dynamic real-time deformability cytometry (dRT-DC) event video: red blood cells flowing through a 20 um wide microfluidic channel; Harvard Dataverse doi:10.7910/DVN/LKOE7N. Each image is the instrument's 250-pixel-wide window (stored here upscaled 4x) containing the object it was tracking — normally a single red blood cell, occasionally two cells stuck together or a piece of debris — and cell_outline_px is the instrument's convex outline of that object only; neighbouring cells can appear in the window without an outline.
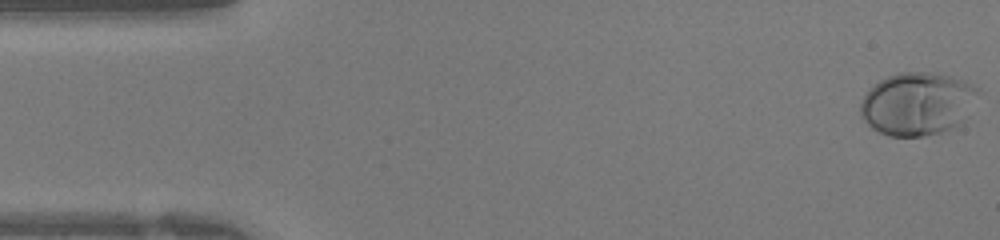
{"species": "human", "species_latin": "Homo sapiens", "temperature_condition": "warm", "stored_images_in_passage": 42, "camera_frame_rate_fps": 3000, "um_per_image_px": 0.085, "donor": {"sex": "female"}, "frame": {"image": 1, "passage_image": 1, "time_ms": 0.0, "image_size_px": [1000, 240], "cell_outline_px": [[980, 92], [968, 116], [956, 128], [924, 136], [888, 136], [872, 128], [860, 116], [860, 104], [864, 96], [880, 80], [888, 76], [900, 72], [932, 72], [952, 76], [964, 80], [980, 88]], "centroid_in_image_um": [78.03, 8.82], "position_along_channel_um": 7.0, "area_um2": 43.52}}
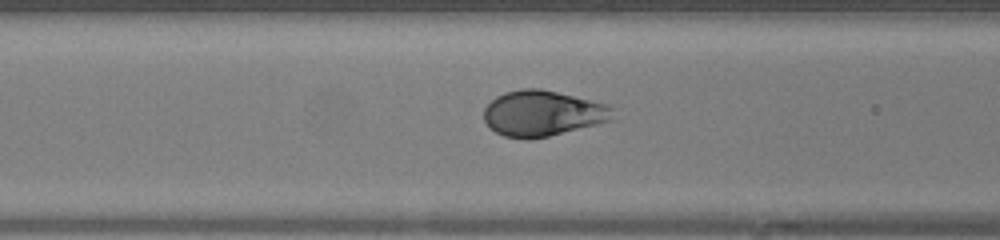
{"frame": {"image": 2, "passage_image": 16, "time_ms": 5.0, "image_size_px": [1000, 240], "cell_outline_px": [[612, 108], [608, 120], [596, 124], [548, 136], [528, 140], [524, 140], [504, 136], [488, 128], [484, 120], [484, 108], [496, 96], [504, 92], [520, 88], [540, 88], [612, 104]], "centroid_in_image_um": [46.06, 9.62], "position_along_channel_um": 120.5, "area_um2": 34.39}}
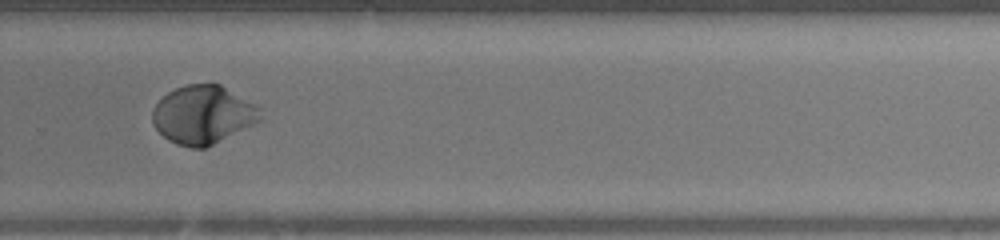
{"frame": {"image": 3, "passage_image": 28, "time_ms": 9.0, "image_size_px": [1000, 240], "cell_outline_px": [[264, 120], [204, 148], [192, 148], [176, 144], [168, 140], [152, 124], [152, 108], [168, 92], [176, 88], [188, 84], [220, 84], [256, 104], [260, 108]], "centroid_in_image_um": [17.28, 9.75], "position_along_channel_um": 312.5, "area_um2": 36.82}}